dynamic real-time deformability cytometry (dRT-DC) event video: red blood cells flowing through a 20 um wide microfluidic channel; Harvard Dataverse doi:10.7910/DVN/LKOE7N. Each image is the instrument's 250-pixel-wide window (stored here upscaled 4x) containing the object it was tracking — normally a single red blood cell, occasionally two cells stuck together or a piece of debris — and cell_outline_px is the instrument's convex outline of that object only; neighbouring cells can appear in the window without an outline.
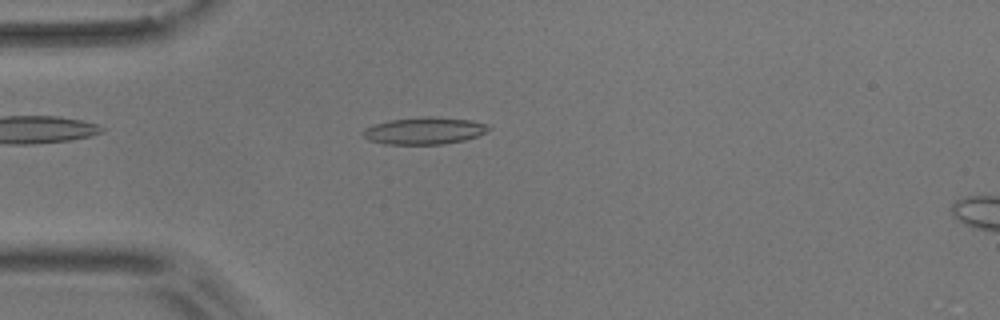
{"species": "common noctule bat (a hibernating species)", "species_latin": "Nyctalus noctula", "temperature_condition": "room temperature", "stored_images_in_passage": 4, "camera_frame_rate_fps": 3000, "um_per_image_px": 0.085, "animal": {"sex": "male", "body_mass_g": 17.9}, "frame": {"image": 1, "passage_image": 3, "time_ms": 2.333, "image_size_px": [1000, 320], "cell_outline_px": [[492, 128], [476, 136], [464, 140], [444, 144], [384, 144], [368, 140], [360, 132], [364, 128], [388, 120], [424, 116], [432, 116], [472, 120], [488, 124]], "centroid_in_image_um": [36.05, 11.1], "position_along_channel_um": 48.9, "area_um2": 19.94}}